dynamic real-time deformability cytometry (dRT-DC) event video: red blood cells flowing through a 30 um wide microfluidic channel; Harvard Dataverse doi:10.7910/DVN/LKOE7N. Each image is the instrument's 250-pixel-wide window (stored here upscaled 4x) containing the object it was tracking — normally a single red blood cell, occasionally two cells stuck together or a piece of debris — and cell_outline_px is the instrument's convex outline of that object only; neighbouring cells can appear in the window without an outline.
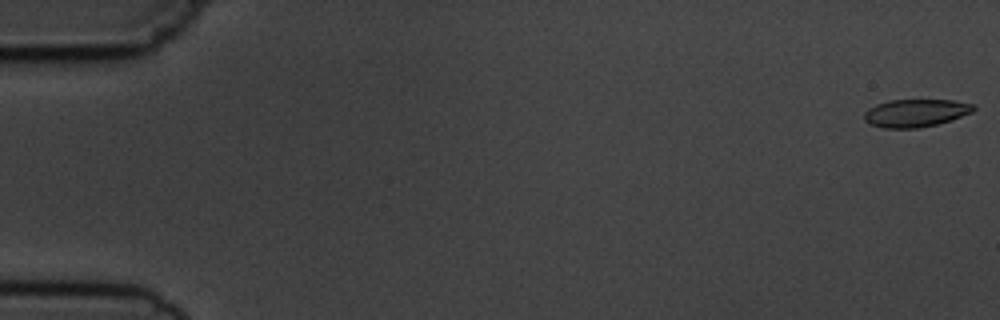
{"species": "common noctule bat (a hibernating species)", "species_latin": "Nyctalus noctula", "temperature_condition": "cold", "stored_images_in_passage": 5, "camera_frame_rate_fps": 3000, "um_per_image_px": 0.085, "animal": {"sex": "male", "body_mass_g": 19.5, "forearm_length_mm": 54.6}, "frame": {"image": 1, "passage_image": 1, "time_ms": 0.0, "image_size_px": [1000, 320], "cell_outline_px": [[976, 108], [972, 112], [936, 124], [920, 128], [884, 128], [868, 124], [864, 120], [864, 112], [868, 108], [876, 104], [888, 100], [952, 100], [976, 104]], "centroid_in_image_um": [77.79, 9.6], "position_along_channel_um": 7.2, "area_um2": 17.74}}
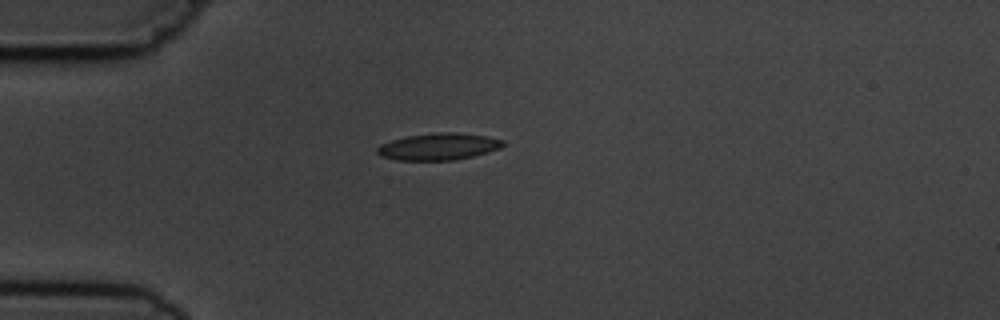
{"frame": {"image": 2, "passage_image": 5, "time_ms": 4.667, "image_size_px": [1000, 320], "cell_outline_px": [[504, 144], [500, 148], [488, 152], [472, 156], [452, 160], [396, 160], [380, 156], [376, 152], [376, 148], [380, 144], [392, 140], [408, 136], [436, 132], [456, 132], [484, 136], [504, 140]], "centroid_in_image_um": [37.24, 12.46], "position_along_channel_um": 47.8, "area_um2": 19.59}}